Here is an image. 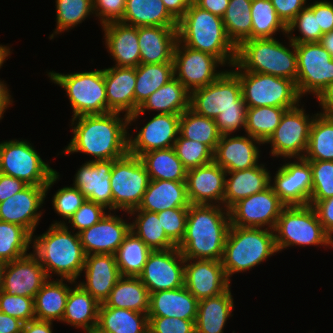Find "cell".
Returning a JSON list of instances; mask_svg holds the SVG:
<instances>
[{
    "label": "cell",
    "mask_w": 333,
    "mask_h": 333,
    "mask_svg": "<svg viewBox=\"0 0 333 333\" xmlns=\"http://www.w3.org/2000/svg\"><path fill=\"white\" fill-rule=\"evenodd\" d=\"M118 112L72 118L73 136L62 154L84 153L89 161L116 160L128 153V116ZM76 121V122H75Z\"/></svg>",
    "instance_id": "6da1fadb"
},
{
    "label": "cell",
    "mask_w": 333,
    "mask_h": 333,
    "mask_svg": "<svg viewBox=\"0 0 333 333\" xmlns=\"http://www.w3.org/2000/svg\"><path fill=\"white\" fill-rule=\"evenodd\" d=\"M190 109L207 118L215 119L221 135H232L245 130L247 105L242 97L239 78L225 72L213 83L190 92Z\"/></svg>",
    "instance_id": "7a4b0ae2"
},
{
    "label": "cell",
    "mask_w": 333,
    "mask_h": 333,
    "mask_svg": "<svg viewBox=\"0 0 333 333\" xmlns=\"http://www.w3.org/2000/svg\"><path fill=\"white\" fill-rule=\"evenodd\" d=\"M230 225L224 206L190 204L186 232L177 248L186 259L221 261Z\"/></svg>",
    "instance_id": "3957f363"
},
{
    "label": "cell",
    "mask_w": 333,
    "mask_h": 333,
    "mask_svg": "<svg viewBox=\"0 0 333 333\" xmlns=\"http://www.w3.org/2000/svg\"><path fill=\"white\" fill-rule=\"evenodd\" d=\"M65 221H55L42 235H32L33 254L45 269L61 279L76 281L85 264V253L79 234L72 232Z\"/></svg>",
    "instance_id": "277c9868"
},
{
    "label": "cell",
    "mask_w": 333,
    "mask_h": 333,
    "mask_svg": "<svg viewBox=\"0 0 333 333\" xmlns=\"http://www.w3.org/2000/svg\"><path fill=\"white\" fill-rule=\"evenodd\" d=\"M177 30L181 44L213 55L225 66L235 63L237 47L228 38L222 17L191 3L178 21Z\"/></svg>",
    "instance_id": "5b68a950"
},
{
    "label": "cell",
    "mask_w": 333,
    "mask_h": 333,
    "mask_svg": "<svg viewBox=\"0 0 333 333\" xmlns=\"http://www.w3.org/2000/svg\"><path fill=\"white\" fill-rule=\"evenodd\" d=\"M278 253L274 230L230 225L222 257L227 279L258 266Z\"/></svg>",
    "instance_id": "8992f818"
},
{
    "label": "cell",
    "mask_w": 333,
    "mask_h": 333,
    "mask_svg": "<svg viewBox=\"0 0 333 333\" xmlns=\"http://www.w3.org/2000/svg\"><path fill=\"white\" fill-rule=\"evenodd\" d=\"M288 43L289 47H286L275 37L245 40L237 47L235 63L243 71L273 75L296 83V47L290 39Z\"/></svg>",
    "instance_id": "52a82bcc"
},
{
    "label": "cell",
    "mask_w": 333,
    "mask_h": 333,
    "mask_svg": "<svg viewBox=\"0 0 333 333\" xmlns=\"http://www.w3.org/2000/svg\"><path fill=\"white\" fill-rule=\"evenodd\" d=\"M0 173L27 185L46 186V195L60 177L29 141L17 139L0 143Z\"/></svg>",
    "instance_id": "ba28073f"
},
{
    "label": "cell",
    "mask_w": 333,
    "mask_h": 333,
    "mask_svg": "<svg viewBox=\"0 0 333 333\" xmlns=\"http://www.w3.org/2000/svg\"><path fill=\"white\" fill-rule=\"evenodd\" d=\"M231 67L241 83L242 97L247 108L274 106L291 109L301 103L293 80L243 71L236 63Z\"/></svg>",
    "instance_id": "9c48e42d"
},
{
    "label": "cell",
    "mask_w": 333,
    "mask_h": 333,
    "mask_svg": "<svg viewBox=\"0 0 333 333\" xmlns=\"http://www.w3.org/2000/svg\"><path fill=\"white\" fill-rule=\"evenodd\" d=\"M50 80L61 86L69 98L73 118L108 113L104 69L77 73H48Z\"/></svg>",
    "instance_id": "30bf717a"
},
{
    "label": "cell",
    "mask_w": 333,
    "mask_h": 333,
    "mask_svg": "<svg viewBox=\"0 0 333 333\" xmlns=\"http://www.w3.org/2000/svg\"><path fill=\"white\" fill-rule=\"evenodd\" d=\"M274 235L278 252L294 245L331 247V237L311 205L286 206L277 219Z\"/></svg>",
    "instance_id": "8fae6325"
},
{
    "label": "cell",
    "mask_w": 333,
    "mask_h": 333,
    "mask_svg": "<svg viewBox=\"0 0 333 333\" xmlns=\"http://www.w3.org/2000/svg\"><path fill=\"white\" fill-rule=\"evenodd\" d=\"M149 181L146 168L138 156L127 153L114 160L110 178L113 211L128 213L138 208Z\"/></svg>",
    "instance_id": "7c38bea8"
},
{
    "label": "cell",
    "mask_w": 333,
    "mask_h": 333,
    "mask_svg": "<svg viewBox=\"0 0 333 333\" xmlns=\"http://www.w3.org/2000/svg\"><path fill=\"white\" fill-rule=\"evenodd\" d=\"M287 109L273 134L264 144H270L273 157L303 158L307 149L310 128L315 115L306 114L304 105ZM311 117V118H310Z\"/></svg>",
    "instance_id": "4fadbf2b"
},
{
    "label": "cell",
    "mask_w": 333,
    "mask_h": 333,
    "mask_svg": "<svg viewBox=\"0 0 333 333\" xmlns=\"http://www.w3.org/2000/svg\"><path fill=\"white\" fill-rule=\"evenodd\" d=\"M297 53L296 87L300 97H316L333 82V58L319 42L295 44Z\"/></svg>",
    "instance_id": "5bb4252c"
},
{
    "label": "cell",
    "mask_w": 333,
    "mask_h": 333,
    "mask_svg": "<svg viewBox=\"0 0 333 333\" xmlns=\"http://www.w3.org/2000/svg\"><path fill=\"white\" fill-rule=\"evenodd\" d=\"M219 65L225 66L217 57L177 41L173 55L174 77L189 92L205 87L219 78L225 72L216 70Z\"/></svg>",
    "instance_id": "9a60e30c"
},
{
    "label": "cell",
    "mask_w": 333,
    "mask_h": 333,
    "mask_svg": "<svg viewBox=\"0 0 333 333\" xmlns=\"http://www.w3.org/2000/svg\"><path fill=\"white\" fill-rule=\"evenodd\" d=\"M286 205L271 186L235 203L229 209L230 223L237 227L274 230ZM267 226V227H266Z\"/></svg>",
    "instance_id": "2e32d148"
},
{
    "label": "cell",
    "mask_w": 333,
    "mask_h": 333,
    "mask_svg": "<svg viewBox=\"0 0 333 333\" xmlns=\"http://www.w3.org/2000/svg\"><path fill=\"white\" fill-rule=\"evenodd\" d=\"M185 258L176 248L152 251L138 276L149 293L184 286Z\"/></svg>",
    "instance_id": "e0dca14e"
},
{
    "label": "cell",
    "mask_w": 333,
    "mask_h": 333,
    "mask_svg": "<svg viewBox=\"0 0 333 333\" xmlns=\"http://www.w3.org/2000/svg\"><path fill=\"white\" fill-rule=\"evenodd\" d=\"M296 159L279 167L273 180H270V186L286 206L309 205L312 193L310 163L304 158Z\"/></svg>",
    "instance_id": "ac0fdd59"
},
{
    "label": "cell",
    "mask_w": 333,
    "mask_h": 333,
    "mask_svg": "<svg viewBox=\"0 0 333 333\" xmlns=\"http://www.w3.org/2000/svg\"><path fill=\"white\" fill-rule=\"evenodd\" d=\"M180 114L157 113L137 135L128 134V153L140 157L142 154L174 146L179 135Z\"/></svg>",
    "instance_id": "d6986e66"
},
{
    "label": "cell",
    "mask_w": 333,
    "mask_h": 333,
    "mask_svg": "<svg viewBox=\"0 0 333 333\" xmlns=\"http://www.w3.org/2000/svg\"><path fill=\"white\" fill-rule=\"evenodd\" d=\"M230 283L221 261L185 258L184 286L198 301L224 293Z\"/></svg>",
    "instance_id": "ffe728a7"
},
{
    "label": "cell",
    "mask_w": 333,
    "mask_h": 333,
    "mask_svg": "<svg viewBox=\"0 0 333 333\" xmlns=\"http://www.w3.org/2000/svg\"><path fill=\"white\" fill-rule=\"evenodd\" d=\"M45 198L46 186L27 185L0 203V221L20 225L34 235Z\"/></svg>",
    "instance_id": "44dd1931"
},
{
    "label": "cell",
    "mask_w": 333,
    "mask_h": 333,
    "mask_svg": "<svg viewBox=\"0 0 333 333\" xmlns=\"http://www.w3.org/2000/svg\"><path fill=\"white\" fill-rule=\"evenodd\" d=\"M48 279L45 269L31 252L6 263L2 291L10 295L35 298Z\"/></svg>",
    "instance_id": "7402d4cb"
},
{
    "label": "cell",
    "mask_w": 333,
    "mask_h": 333,
    "mask_svg": "<svg viewBox=\"0 0 333 333\" xmlns=\"http://www.w3.org/2000/svg\"><path fill=\"white\" fill-rule=\"evenodd\" d=\"M108 212L98 223L79 233L85 255L115 254L130 232V223Z\"/></svg>",
    "instance_id": "603a6c76"
},
{
    "label": "cell",
    "mask_w": 333,
    "mask_h": 333,
    "mask_svg": "<svg viewBox=\"0 0 333 333\" xmlns=\"http://www.w3.org/2000/svg\"><path fill=\"white\" fill-rule=\"evenodd\" d=\"M226 171L214 161L187 170L186 189L190 204L223 206ZM221 203V204H220Z\"/></svg>",
    "instance_id": "cb8c5ba5"
},
{
    "label": "cell",
    "mask_w": 333,
    "mask_h": 333,
    "mask_svg": "<svg viewBox=\"0 0 333 333\" xmlns=\"http://www.w3.org/2000/svg\"><path fill=\"white\" fill-rule=\"evenodd\" d=\"M263 143L250 135H222L214 151L213 161L226 172L241 171L257 166Z\"/></svg>",
    "instance_id": "d4e9b609"
},
{
    "label": "cell",
    "mask_w": 333,
    "mask_h": 333,
    "mask_svg": "<svg viewBox=\"0 0 333 333\" xmlns=\"http://www.w3.org/2000/svg\"><path fill=\"white\" fill-rule=\"evenodd\" d=\"M114 160L86 161L77 170L73 186L92 202L113 211V196L110 184Z\"/></svg>",
    "instance_id": "484cf974"
},
{
    "label": "cell",
    "mask_w": 333,
    "mask_h": 333,
    "mask_svg": "<svg viewBox=\"0 0 333 333\" xmlns=\"http://www.w3.org/2000/svg\"><path fill=\"white\" fill-rule=\"evenodd\" d=\"M82 271L85 272V281L78 284L100 304L108 298L121 277L114 254L86 255Z\"/></svg>",
    "instance_id": "4316f807"
},
{
    "label": "cell",
    "mask_w": 333,
    "mask_h": 333,
    "mask_svg": "<svg viewBox=\"0 0 333 333\" xmlns=\"http://www.w3.org/2000/svg\"><path fill=\"white\" fill-rule=\"evenodd\" d=\"M101 27L106 49L116 63L114 66L136 68L140 64L138 27L121 21L110 22Z\"/></svg>",
    "instance_id": "83f0119b"
},
{
    "label": "cell",
    "mask_w": 333,
    "mask_h": 333,
    "mask_svg": "<svg viewBox=\"0 0 333 333\" xmlns=\"http://www.w3.org/2000/svg\"><path fill=\"white\" fill-rule=\"evenodd\" d=\"M104 82L108 113L118 112L129 116L135 113V67L113 66L104 68Z\"/></svg>",
    "instance_id": "f1b7e54d"
},
{
    "label": "cell",
    "mask_w": 333,
    "mask_h": 333,
    "mask_svg": "<svg viewBox=\"0 0 333 333\" xmlns=\"http://www.w3.org/2000/svg\"><path fill=\"white\" fill-rule=\"evenodd\" d=\"M177 41V27H138L140 63L173 62L174 49Z\"/></svg>",
    "instance_id": "f546056e"
},
{
    "label": "cell",
    "mask_w": 333,
    "mask_h": 333,
    "mask_svg": "<svg viewBox=\"0 0 333 333\" xmlns=\"http://www.w3.org/2000/svg\"><path fill=\"white\" fill-rule=\"evenodd\" d=\"M227 176L228 177L227 179ZM270 170L264 164L250 169L226 172L223 206L229 210L235 203L270 186Z\"/></svg>",
    "instance_id": "4dcf8cb0"
},
{
    "label": "cell",
    "mask_w": 333,
    "mask_h": 333,
    "mask_svg": "<svg viewBox=\"0 0 333 333\" xmlns=\"http://www.w3.org/2000/svg\"><path fill=\"white\" fill-rule=\"evenodd\" d=\"M190 108V92L177 79L173 78L153 92L139 107L128 116V126L136 121L146 110L163 114H181Z\"/></svg>",
    "instance_id": "1f68e13d"
},
{
    "label": "cell",
    "mask_w": 333,
    "mask_h": 333,
    "mask_svg": "<svg viewBox=\"0 0 333 333\" xmlns=\"http://www.w3.org/2000/svg\"><path fill=\"white\" fill-rule=\"evenodd\" d=\"M198 300L183 286L150 293L148 316L174 317L196 322Z\"/></svg>",
    "instance_id": "d6a6232c"
},
{
    "label": "cell",
    "mask_w": 333,
    "mask_h": 333,
    "mask_svg": "<svg viewBox=\"0 0 333 333\" xmlns=\"http://www.w3.org/2000/svg\"><path fill=\"white\" fill-rule=\"evenodd\" d=\"M189 205L186 181L150 180L140 205L133 210L158 213Z\"/></svg>",
    "instance_id": "836d02e7"
},
{
    "label": "cell",
    "mask_w": 333,
    "mask_h": 333,
    "mask_svg": "<svg viewBox=\"0 0 333 333\" xmlns=\"http://www.w3.org/2000/svg\"><path fill=\"white\" fill-rule=\"evenodd\" d=\"M230 287L222 294L199 300L196 333H223L226 321L234 307Z\"/></svg>",
    "instance_id": "e575fe53"
},
{
    "label": "cell",
    "mask_w": 333,
    "mask_h": 333,
    "mask_svg": "<svg viewBox=\"0 0 333 333\" xmlns=\"http://www.w3.org/2000/svg\"><path fill=\"white\" fill-rule=\"evenodd\" d=\"M69 284L77 281L70 279H48L34 298L35 318L41 321H62L65 312L67 297L69 294Z\"/></svg>",
    "instance_id": "d590c367"
},
{
    "label": "cell",
    "mask_w": 333,
    "mask_h": 333,
    "mask_svg": "<svg viewBox=\"0 0 333 333\" xmlns=\"http://www.w3.org/2000/svg\"><path fill=\"white\" fill-rule=\"evenodd\" d=\"M99 306L100 303L76 282L69 290L61 322L82 330L97 327Z\"/></svg>",
    "instance_id": "8d00e7d4"
},
{
    "label": "cell",
    "mask_w": 333,
    "mask_h": 333,
    "mask_svg": "<svg viewBox=\"0 0 333 333\" xmlns=\"http://www.w3.org/2000/svg\"><path fill=\"white\" fill-rule=\"evenodd\" d=\"M150 293L139 277L121 276L104 305L148 314Z\"/></svg>",
    "instance_id": "74e56055"
},
{
    "label": "cell",
    "mask_w": 333,
    "mask_h": 333,
    "mask_svg": "<svg viewBox=\"0 0 333 333\" xmlns=\"http://www.w3.org/2000/svg\"><path fill=\"white\" fill-rule=\"evenodd\" d=\"M121 22L136 27H178V22L166 10L162 0H126Z\"/></svg>",
    "instance_id": "f35d334b"
},
{
    "label": "cell",
    "mask_w": 333,
    "mask_h": 333,
    "mask_svg": "<svg viewBox=\"0 0 333 333\" xmlns=\"http://www.w3.org/2000/svg\"><path fill=\"white\" fill-rule=\"evenodd\" d=\"M148 315L100 304L97 327L105 333H148Z\"/></svg>",
    "instance_id": "ab89813d"
},
{
    "label": "cell",
    "mask_w": 333,
    "mask_h": 333,
    "mask_svg": "<svg viewBox=\"0 0 333 333\" xmlns=\"http://www.w3.org/2000/svg\"><path fill=\"white\" fill-rule=\"evenodd\" d=\"M150 180L186 181L187 169L174 148L152 150L139 157Z\"/></svg>",
    "instance_id": "60d3db41"
},
{
    "label": "cell",
    "mask_w": 333,
    "mask_h": 333,
    "mask_svg": "<svg viewBox=\"0 0 333 333\" xmlns=\"http://www.w3.org/2000/svg\"><path fill=\"white\" fill-rule=\"evenodd\" d=\"M128 214L133 217L136 214L135 220L130 223V231L139 237L152 251L177 247L167 237L161 224V217H158L156 212L131 210Z\"/></svg>",
    "instance_id": "b9f144b4"
},
{
    "label": "cell",
    "mask_w": 333,
    "mask_h": 333,
    "mask_svg": "<svg viewBox=\"0 0 333 333\" xmlns=\"http://www.w3.org/2000/svg\"><path fill=\"white\" fill-rule=\"evenodd\" d=\"M174 78L173 62L140 63L136 67L135 112L138 107L156 90Z\"/></svg>",
    "instance_id": "7bdbcfd3"
},
{
    "label": "cell",
    "mask_w": 333,
    "mask_h": 333,
    "mask_svg": "<svg viewBox=\"0 0 333 333\" xmlns=\"http://www.w3.org/2000/svg\"><path fill=\"white\" fill-rule=\"evenodd\" d=\"M303 158L308 161H333V115L316 113Z\"/></svg>",
    "instance_id": "ee69618b"
},
{
    "label": "cell",
    "mask_w": 333,
    "mask_h": 333,
    "mask_svg": "<svg viewBox=\"0 0 333 333\" xmlns=\"http://www.w3.org/2000/svg\"><path fill=\"white\" fill-rule=\"evenodd\" d=\"M151 252L152 250L130 231L114 254L121 276L138 277Z\"/></svg>",
    "instance_id": "f6af8a7d"
},
{
    "label": "cell",
    "mask_w": 333,
    "mask_h": 333,
    "mask_svg": "<svg viewBox=\"0 0 333 333\" xmlns=\"http://www.w3.org/2000/svg\"><path fill=\"white\" fill-rule=\"evenodd\" d=\"M179 134L183 138L208 145L213 151L222 136L215 119L201 116L190 108L180 114Z\"/></svg>",
    "instance_id": "bcb514c9"
},
{
    "label": "cell",
    "mask_w": 333,
    "mask_h": 333,
    "mask_svg": "<svg viewBox=\"0 0 333 333\" xmlns=\"http://www.w3.org/2000/svg\"><path fill=\"white\" fill-rule=\"evenodd\" d=\"M251 4L252 0H230L222 17L228 38L236 47L251 39Z\"/></svg>",
    "instance_id": "7dc6e473"
},
{
    "label": "cell",
    "mask_w": 333,
    "mask_h": 333,
    "mask_svg": "<svg viewBox=\"0 0 333 333\" xmlns=\"http://www.w3.org/2000/svg\"><path fill=\"white\" fill-rule=\"evenodd\" d=\"M251 18V39L274 38L280 30L284 35L287 34V26L277 15L270 0H252Z\"/></svg>",
    "instance_id": "c3c4849f"
},
{
    "label": "cell",
    "mask_w": 333,
    "mask_h": 333,
    "mask_svg": "<svg viewBox=\"0 0 333 333\" xmlns=\"http://www.w3.org/2000/svg\"><path fill=\"white\" fill-rule=\"evenodd\" d=\"M286 110L274 106L247 108L245 133L264 144L280 124Z\"/></svg>",
    "instance_id": "681fc988"
},
{
    "label": "cell",
    "mask_w": 333,
    "mask_h": 333,
    "mask_svg": "<svg viewBox=\"0 0 333 333\" xmlns=\"http://www.w3.org/2000/svg\"><path fill=\"white\" fill-rule=\"evenodd\" d=\"M32 235L22 226L0 221V260L11 262L27 254Z\"/></svg>",
    "instance_id": "f907efd6"
},
{
    "label": "cell",
    "mask_w": 333,
    "mask_h": 333,
    "mask_svg": "<svg viewBox=\"0 0 333 333\" xmlns=\"http://www.w3.org/2000/svg\"><path fill=\"white\" fill-rule=\"evenodd\" d=\"M55 2L57 25L50 39L82 23L91 13L94 14L92 0H55Z\"/></svg>",
    "instance_id": "816d5d0a"
},
{
    "label": "cell",
    "mask_w": 333,
    "mask_h": 333,
    "mask_svg": "<svg viewBox=\"0 0 333 333\" xmlns=\"http://www.w3.org/2000/svg\"><path fill=\"white\" fill-rule=\"evenodd\" d=\"M173 148L187 170L207 165L214 159V151L208 145L183 138L180 134Z\"/></svg>",
    "instance_id": "f5cc1de1"
},
{
    "label": "cell",
    "mask_w": 333,
    "mask_h": 333,
    "mask_svg": "<svg viewBox=\"0 0 333 333\" xmlns=\"http://www.w3.org/2000/svg\"><path fill=\"white\" fill-rule=\"evenodd\" d=\"M298 28L302 36L292 34ZM321 28H318L317 15L306 6L287 25V38L295 44L319 42L322 37Z\"/></svg>",
    "instance_id": "db71d44e"
},
{
    "label": "cell",
    "mask_w": 333,
    "mask_h": 333,
    "mask_svg": "<svg viewBox=\"0 0 333 333\" xmlns=\"http://www.w3.org/2000/svg\"><path fill=\"white\" fill-rule=\"evenodd\" d=\"M312 170L310 201L333 197V161H309Z\"/></svg>",
    "instance_id": "11a10c76"
},
{
    "label": "cell",
    "mask_w": 333,
    "mask_h": 333,
    "mask_svg": "<svg viewBox=\"0 0 333 333\" xmlns=\"http://www.w3.org/2000/svg\"><path fill=\"white\" fill-rule=\"evenodd\" d=\"M0 311L23 323L36 319L34 298L10 295L2 290L0 291Z\"/></svg>",
    "instance_id": "9f6ffc18"
},
{
    "label": "cell",
    "mask_w": 333,
    "mask_h": 333,
    "mask_svg": "<svg viewBox=\"0 0 333 333\" xmlns=\"http://www.w3.org/2000/svg\"><path fill=\"white\" fill-rule=\"evenodd\" d=\"M189 207H179L160 211L161 224L167 237L178 246L186 232V222Z\"/></svg>",
    "instance_id": "6f0895ef"
},
{
    "label": "cell",
    "mask_w": 333,
    "mask_h": 333,
    "mask_svg": "<svg viewBox=\"0 0 333 333\" xmlns=\"http://www.w3.org/2000/svg\"><path fill=\"white\" fill-rule=\"evenodd\" d=\"M86 199L74 186H64L54 194L52 206L56 213L67 222Z\"/></svg>",
    "instance_id": "680465c9"
},
{
    "label": "cell",
    "mask_w": 333,
    "mask_h": 333,
    "mask_svg": "<svg viewBox=\"0 0 333 333\" xmlns=\"http://www.w3.org/2000/svg\"><path fill=\"white\" fill-rule=\"evenodd\" d=\"M105 211L106 208L103 205L86 199L67 223L71 224L73 231L77 229L76 233L79 234L83 230L98 223L106 214Z\"/></svg>",
    "instance_id": "91938a15"
},
{
    "label": "cell",
    "mask_w": 333,
    "mask_h": 333,
    "mask_svg": "<svg viewBox=\"0 0 333 333\" xmlns=\"http://www.w3.org/2000/svg\"><path fill=\"white\" fill-rule=\"evenodd\" d=\"M149 333H196L195 322L174 317L148 316Z\"/></svg>",
    "instance_id": "94428289"
},
{
    "label": "cell",
    "mask_w": 333,
    "mask_h": 333,
    "mask_svg": "<svg viewBox=\"0 0 333 333\" xmlns=\"http://www.w3.org/2000/svg\"><path fill=\"white\" fill-rule=\"evenodd\" d=\"M93 11L100 24L121 21L125 12L126 0H92Z\"/></svg>",
    "instance_id": "6125c7cd"
},
{
    "label": "cell",
    "mask_w": 333,
    "mask_h": 333,
    "mask_svg": "<svg viewBox=\"0 0 333 333\" xmlns=\"http://www.w3.org/2000/svg\"><path fill=\"white\" fill-rule=\"evenodd\" d=\"M325 232L331 237V248H333V197L321 201H309Z\"/></svg>",
    "instance_id": "be15d7a7"
},
{
    "label": "cell",
    "mask_w": 333,
    "mask_h": 333,
    "mask_svg": "<svg viewBox=\"0 0 333 333\" xmlns=\"http://www.w3.org/2000/svg\"><path fill=\"white\" fill-rule=\"evenodd\" d=\"M309 4L307 6L313 11L314 15H317L318 28H321L322 33L333 31V2L317 0Z\"/></svg>",
    "instance_id": "e7e4bbea"
},
{
    "label": "cell",
    "mask_w": 333,
    "mask_h": 333,
    "mask_svg": "<svg viewBox=\"0 0 333 333\" xmlns=\"http://www.w3.org/2000/svg\"><path fill=\"white\" fill-rule=\"evenodd\" d=\"M275 11L287 26L307 5V0H270Z\"/></svg>",
    "instance_id": "03108f58"
},
{
    "label": "cell",
    "mask_w": 333,
    "mask_h": 333,
    "mask_svg": "<svg viewBox=\"0 0 333 333\" xmlns=\"http://www.w3.org/2000/svg\"><path fill=\"white\" fill-rule=\"evenodd\" d=\"M27 186L22 180L0 173V203Z\"/></svg>",
    "instance_id": "003e7915"
},
{
    "label": "cell",
    "mask_w": 333,
    "mask_h": 333,
    "mask_svg": "<svg viewBox=\"0 0 333 333\" xmlns=\"http://www.w3.org/2000/svg\"><path fill=\"white\" fill-rule=\"evenodd\" d=\"M166 10L178 22L194 0H162Z\"/></svg>",
    "instance_id": "a7ac6f4b"
},
{
    "label": "cell",
    "mask_w": 333,
    "mask_h": 333,
    "mask_svg": "<svg viewBox=\"0 0 333 333\" xmlns=\"http://www.w3.org/2000/svg\"><path fill=\"white\" fill-rule=\"evenodd\" d=\"M230 0H194L199 8L209 11L212 14L223 17Z\"/></svg>",
    "instance_id": "89a4df30"
},
{
    "label": "cell",
    "mask_w": 333,
    "mask_h": 333,
    "mask_svg": "<svg viewBox=\"0 0 333 333\" xmlns=\"http://www.w3.org/2000/svg\"><path fill=\"white\" fill-rule=\"evenodd\" d=\"M23 322L0 311V333H21Z\"/></svg>",
    "instance_id": "2644e50d"
},
{
    "label": "cell",
    "mask_w": 333,
    "mask_h": 333,
    "mask_svg": "<svg viewBox=\"0 0 333 333\" xmlns=\"http://www.w3.org/2000/svg\"><path fill=\"white\" fill-rule=\"evenodd\" d=\"M316 98L322 108L321 113L333 115V82H330Z\"/></svg>",
    "instance_id": "8c879c8a"
},
{
    "label": "cell",
    "mask_w": 333,
    "mask_h": 333,
    "mask_svg": "<svg viewBox=\"0 0 333 333\" xmlns=\"http://www.w3.org/2000/svg\"><path fill=\"white\" fill-rule=\"evenodd\" d=\"M52 324L51 321L34 319L23 324L21 333H53Z\"/></svg>",
    "instance_id": "753ad0ef"
},
{
    "label": "cell",
    "mask_w": 333,
    "mask_h": 333,
    "mask_svg": "<svg viewBox=\"0 0 333 333\" xmlns=\"http://www.w3.org/2000/svg\"><path fill=\"white\" fill-rule=\"evenodd\" d=\"M9 91L6 83L0 80V120L4 117L6 109L13 103Z\"/></svg>",
    "instance_id": "34e18365"
},
{
    "label": "cell",
    "mask_w": 333,
    "mask_h": 333,
    "mask_svg": "<svg viewBox=\"0 0 333 333\" xmlns=\"http://www.w3.org/2000/svg\"><path fill=\"white\" fill-rule=\"evenodd\" d=\"M319 44L324 47V49L328 51L330 56L333 58V31L322 34Z\"/></svg>",
    "instance_id": "11e5206c"
},
{
    "label": "cell",
    "mask_w": 333,
    "mask_h": 333,
    "mask_svg": "<svg viewBox=\"0 0 333 333\" xmlns=\"http://www.w3.org/2000/svg\"><path fill=\"white\" fill-rule=\"evenodd\" d=\"M11 49L8 46L0 45V68L3 66L4 62L8 59H6L11 54Z\"/></svg>",
    "instance_id": "2a66077c"
},
{
    "label": "cell",
    "mask_w": 333,
    "mask_h": 333,
    "mask_svg": "<svg viewBox=\"0 0 333 333\" xmlns=\"http://www.w3.org/2000/svg\"><path fill=\"white\" fill-rule=\"evenodd\" d=\"M6 262L0 260V291L2 290L3 286V274L5 270Z\"/></svg>",
    "instance_id": "b9fcfbb0"
},
{
    "label": "cell",
    "mask_w": 333,
    "mask_h": 333,
    "mask_svg": "<svg viewBox=\"0 0 333 333\" xmlns=\"http://www.w3.org/2000/svg\"><path fill=\"white\" fill-rule=\"evenodd\" d=\"M84 331H86V333H105L101 331L98 327L84 329Z\"/></svg>",
    "instance_id": "09005b40"
}]
</instances>
